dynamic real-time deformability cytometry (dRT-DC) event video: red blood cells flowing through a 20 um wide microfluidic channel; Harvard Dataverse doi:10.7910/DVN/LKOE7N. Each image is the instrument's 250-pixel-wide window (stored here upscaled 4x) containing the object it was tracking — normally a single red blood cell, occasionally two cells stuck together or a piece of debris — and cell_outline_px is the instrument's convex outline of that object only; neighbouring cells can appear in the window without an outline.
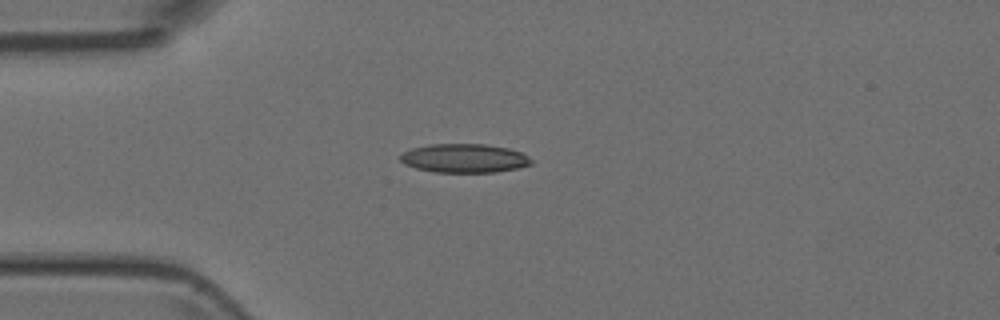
{"species": "Egyptian fruit bat (a non-hibernating species)", "species_latin": "Rousettus aegyptiacus", "temperature_condition": "room temperature", "stored_images_in_passage": 4, "camera_frame_rate_fps": 3000, "um_per_image_px": 0.085, "animal": {"sex": "female"}, "frame": {"image": 1, "passage_image": 1, "time_ms": 0.0, "image_size_px": [1000, 320], "cell_outline_px": [[532, 164], [516, 168], [496, 172], [432, 172], [416, 168], [404, 164], [400, 160], [400, 156], [404, 152], [412, 148], [432, 144], [484, 144], [508, 148], [520, 152], [528, 156], [532, 160]], "centroid_in_image_um": [39.46, 13.45], "position_along_channel_um": 45.5, "area_um2": 21.91}}
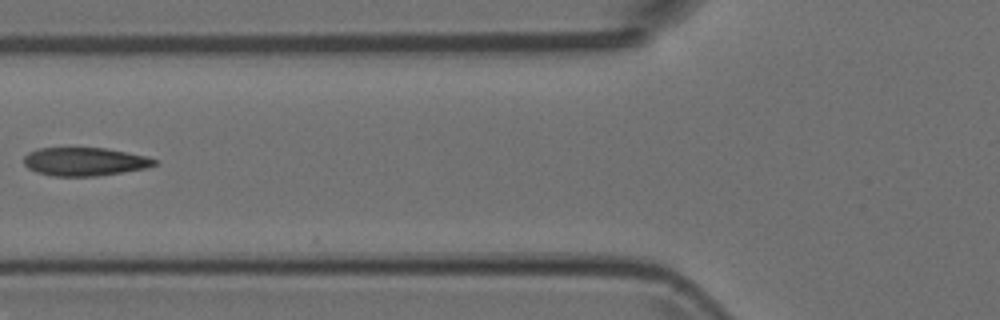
{"frame": {"image": 2, "passage_image": 3, "time_ms": 0.667, "image_size_px": [1000, 320], "cell_outline_px": [[156, 164], [144, 168], [96, 176], [52, 176], [36, 172], [28, 168], [24, 164], [24, 156], [28, 152], [40, 148], [104, 148], [148, 156], [156, 160]], "centroid_in_image_um": [7.15, 13.73], "position_along_channel_um": 118.6, "area_um2": 21.39}}
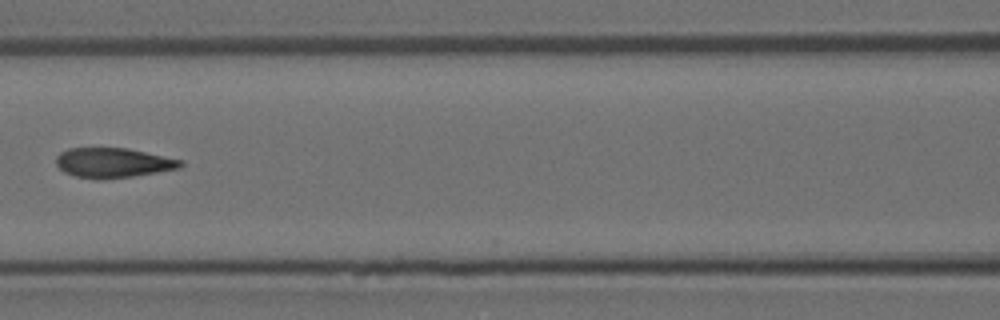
{"frame": {"image": 3, "passage_image": 4, "time_ms": 1.0, "image_size_px": [1000, 320], "cell_outline_px": [[184, 164], [180, 168], [132, 176], [100, 180], [96, 180], [76, 176], [64, 172], [56, 164], [56, 156], [60, 152], [68, 148], [128, 148], [184, 160]], "centroid_in_image_um": [9.61, 13.83], "position_along_channel_um": 157.0, "area_um2": 21.73}}